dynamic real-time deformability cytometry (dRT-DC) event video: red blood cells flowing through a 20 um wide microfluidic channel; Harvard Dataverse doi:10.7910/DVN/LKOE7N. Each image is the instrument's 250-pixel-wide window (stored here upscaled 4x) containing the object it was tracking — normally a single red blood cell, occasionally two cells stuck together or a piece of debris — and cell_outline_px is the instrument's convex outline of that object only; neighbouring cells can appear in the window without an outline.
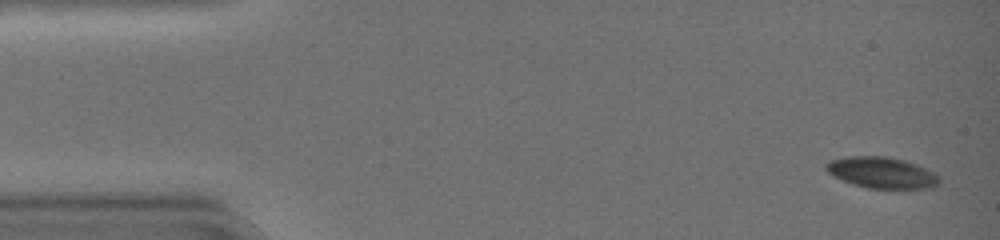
{"species": "common noctule bat (a hibernating species)", "species_latin": "Nyctalus noctula", "temperature_condition": "warm", "stored_images_in_passage": 36, "camera_frame_rate_fps": 3000, "um_per_image_px": 0.085, "animal": {"sex": "female", "body_mass_g": 19.0, "forearm_length_mm": 51.5}, "frame": {"image": 1, "passage_image": 2, "time_ms": 0.333, "image_size_px": [1000, 240], "cell_outline_px": [[940, 180], [932, 188], [868, 188], [832, 176], [824, 168], [824, 164], [828, 160], [848, 156], [884, 156], [904, 160], [916, 164], [932, 172]], "centroid_in_image_um": [74.88, 14.66], "position_along_channel_um": 10.1, "area_um2": 20.29}}
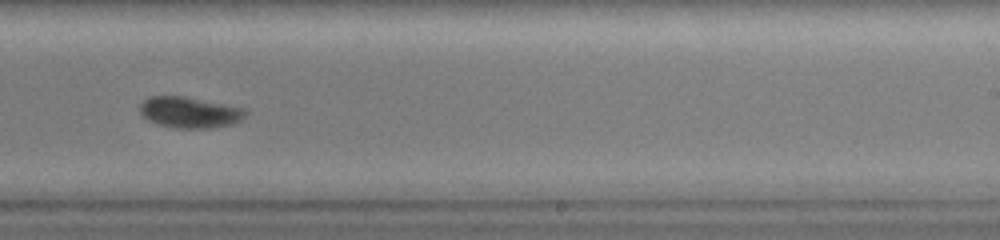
{"frame": {"image": 2, "passage_image": 29, "time_ms": 9.333, "image_size_px": [1000, 240], "cell_outline_px": [[248, 116], [244, 120], [232, 124], [212, 128], [176, 128], [156, 124], [148, 120], [140, 112], [140, 104], [144, 100], [152, 96], [184, 96], [244, 108], [248, 112]], "centroid_in_image_um": [16.17, 9.56], "position_along_channel_um": 272.8, "area_um2": 19.25}}
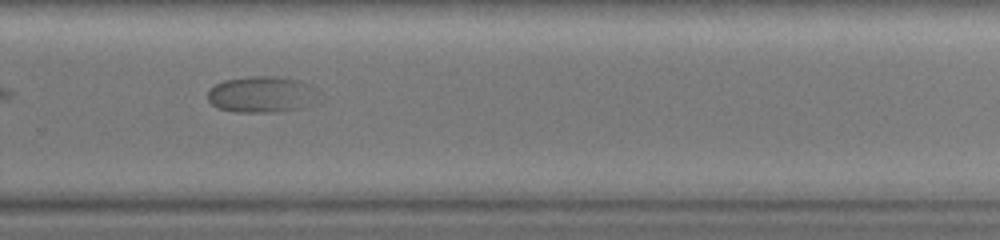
{"frame": {"image": 3, "passage_image": 32, "time_ms": 10.333, "image_size_px": [1000, 240], "cell_outline_px": [[320, 92], [300, 108], [272, 112], [232, 112], [216, 108], [208, 100], [208, 92], [216, 84], [224, 80], [256, 76], [276, 76], [300, 80], [316, 88]], "centroid_in_image_um": [22.19, 8.02], "position_along_channel_um": 307.6, "area_um2": 23.12}}